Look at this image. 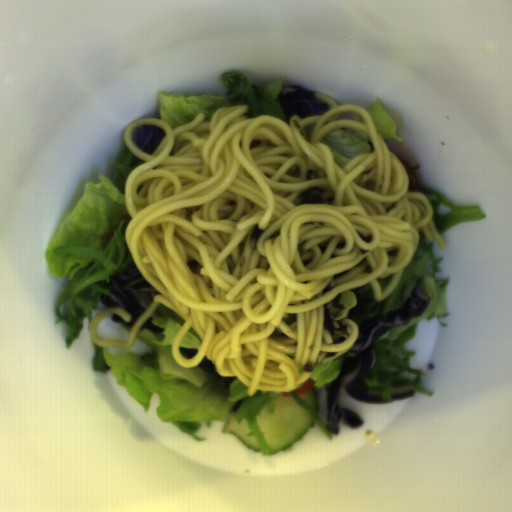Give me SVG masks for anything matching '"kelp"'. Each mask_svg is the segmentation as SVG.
I'll return each instance as SVG.
<instances>
[{"instance_id": "kelp-1", "label": "kelp", "mask_w": 512, "mask_h": 512, "mask_svg": "<svg viewBox=\"0 0 512 512\" xmlns=\"http://www.w3.org/2000/svg\"><path fill=\"white\" fill-rule=\"evenodd\" d=\"M343 298L342 293L337 294L330 302L324 304V330L327 331L334 344H338L349 336H351V330L348 325H343L341 321H335L331 319L333 312L345 310V306L342 305L341 300Z\"/></svg>"}, {"instance_id": "kelp-2", "label": "kelp", "mask_w": 512, "mask_h": 512, "mask_svg": "<svg viewBox=\"0 0 512 512\" xmlns=\"http://www.w3.org/2000/svg\"><path fill=\"white\" fill-rule=\"evenodd\" d=\"M204 373L219 382L223 387H230L231 383L238 379V377H230L219 375L214 362L208 358H204L199 365H197Z\"/></svg>"}, {"instance_id": "kelp-3", "label": "kelp", "mask_w": 512, "mask_h": 512, "mask_svg": "<svg viewBox=\"0 0 512 512\" xmlns=\"http://www.w3.org/2000/svg\"><path fill=\"white\" fill-rule=\"evenodd\" d=\"M324 190L320 186H312L303 190L297 196V204H321L324 203Z\"/></svg>"}]
</instances>
